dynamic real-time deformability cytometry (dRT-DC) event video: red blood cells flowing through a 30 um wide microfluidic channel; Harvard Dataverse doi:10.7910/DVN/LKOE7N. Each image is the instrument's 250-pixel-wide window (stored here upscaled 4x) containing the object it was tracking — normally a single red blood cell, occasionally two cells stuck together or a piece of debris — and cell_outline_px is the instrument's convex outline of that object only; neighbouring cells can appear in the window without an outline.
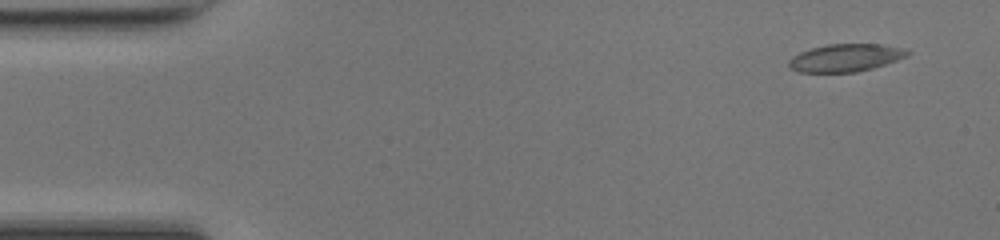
{"species": "common noctule bat (a hibernating species)", "species_latin": "Nyctalus noctula", "temperature_condition": "room temperature", "stored_images_in_passage": 46, "camera_frame_rate_fps": 3000, "um_per_image_px": 0.085, "animal": {"sex": "female", "body_mass_g": 17.0, "forearm_length_mm": 48.0}, "frame": {"image": 1, "passage_image": 1, "time_ms": 0.0, "image_size_px": [1000, 240], "cell_outline_px": [[912, 52], [908, 56], [872, 68], [856, 72], [800, 72], [792, 68], [788, 64], [788, 60], [792, 56], [800, 52], [812, 48], [828, 44], [880, 44], [908, 48]], "centroid_in_image_um": [71.92, 4.9], "position_along_channel_um": 13.1, "area_um2": 19.13}}
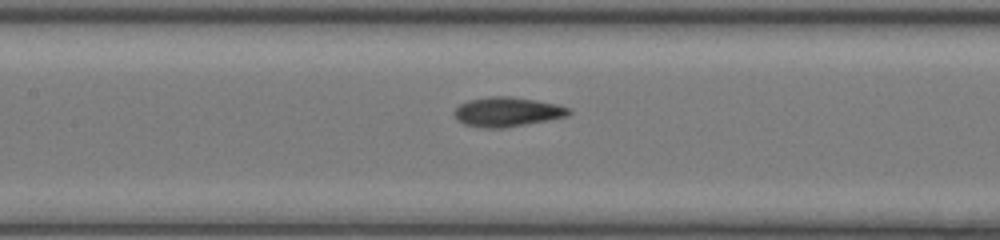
{"frame": {"image": 2, "passage_image": 20, "time_ms": 6.333, "image_size_px": [1000, 240], "cell_outline_px": [[572, 112], [568, 116], [548, 120], [504, 128], [484, 128], [464, 124], [456, 120], [452, 112], [460, 104], [468, 100], [488, 96], [512, 96], [536, 100], [556, 104], [568, 108]], "centroid_in_image_um": [43.07, 9.5], "position_along_channel_um": 164.3, "area_um2": 19.83}}
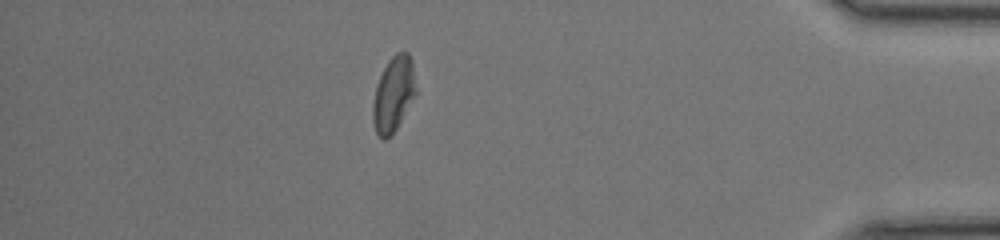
{"frame": {"image": 3, "passage_image": 40, "time_ms": 13.0, "image_size_px": [1000, 240], "cell_outline_px": [[416, 92], [396, 128], [384, 140], [376, 132], [372, 120], [372, 104], [376, 88], [380, 76], [388, 60], [396, 52], [408, 52], [412, 60], [416, 88]], "centroid_in_image_um": [33.43, 7.96], "position_along_channel_um": 401.8, "area_um2": 18.44}, "authors_computed_cell_mechanics": {"area_um2": 19.363, "velocity_mm_per_s": 4.2647, "shape_relaxation_time_tau1_ms": 3.6112, "shape_relaxation_time_tau2_ms": 2.1624, "deformation_change_tau1": 0.117, "deformation_change_tau2": 0.0855}}